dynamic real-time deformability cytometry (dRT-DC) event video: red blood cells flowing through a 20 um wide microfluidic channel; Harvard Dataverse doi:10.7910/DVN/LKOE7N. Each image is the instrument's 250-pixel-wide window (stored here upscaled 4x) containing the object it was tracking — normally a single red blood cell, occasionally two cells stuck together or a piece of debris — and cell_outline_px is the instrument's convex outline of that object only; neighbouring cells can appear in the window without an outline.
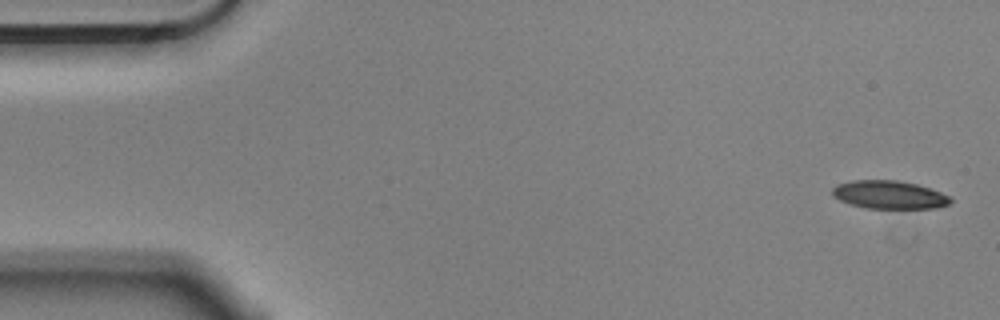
{"species": "Egyptian fruit bat (a non-hibernating species)", "species_latin": "Rousettus aegyptiacus", "temperature_condition": "cold", "stored_images_in_passage": 5, "camera_frame_rate_fps": 3000, "um_per_image_px": 0.085, "animal": {"sex": "male"}, "frame": {"image": 1, "passage_image": 1, "time_ms": 0.0, "image_size_px": [1000, 320], "cell_outline_px": [[952, 200], [948, 204], [936, 208], [868, 208], [852, 204], [840, 200], [832, 196], [832, 188], [836, 184], [852, 180], [896, 180], [916, 184], [940, 192], [948, 196]], "centroid_in_image_um": [75.54, 16.54], "position_along_channel_um": 9.5, "area_um2": 19.19}}
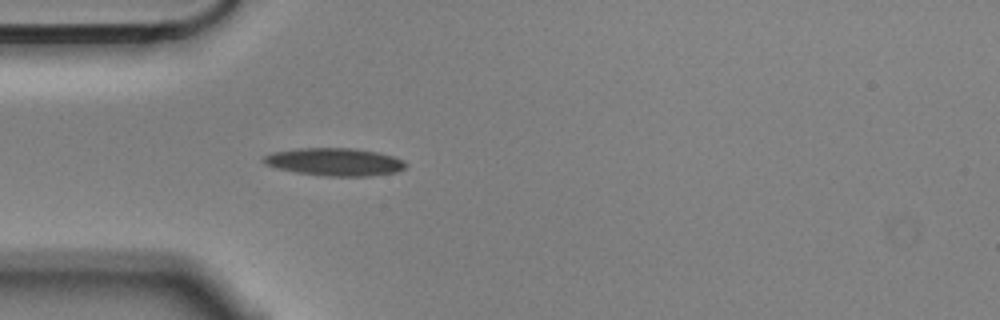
{"frame": {"image": 2, "passage_image": 5, "time_ms": 1.333, "image_size_px": [1000, 320], "cell_outline_px": [[408, 164], [404, 168], [396, 172], [368, 176], [324, 176], [296, 172], [276, 168], [264, 164], [260, 160], [264, 156], [272, 152], [296, 148], [356, 148], [376, 152], [392, 156], [404, 160]], "centroid_in_image_um": [28.41, 13.75], "position_along_channel_um": 56.6, "area_um2": 23.12}}